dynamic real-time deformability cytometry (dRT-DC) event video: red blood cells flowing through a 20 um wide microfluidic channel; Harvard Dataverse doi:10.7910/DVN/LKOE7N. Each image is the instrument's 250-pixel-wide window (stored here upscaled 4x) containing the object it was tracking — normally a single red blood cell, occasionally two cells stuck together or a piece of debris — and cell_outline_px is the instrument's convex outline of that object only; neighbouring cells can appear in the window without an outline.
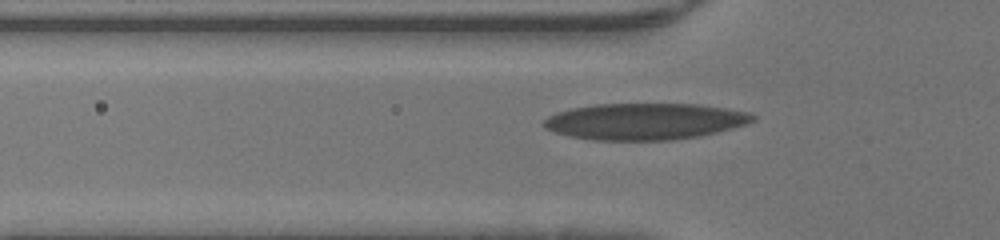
{"species": "human", "species_latin": "Homo sapiens", "temperature_condition": "warm", "stored_images_in_passage": 34, "camera_frame_rate_fps": 3000, "um_per_image_px": 0.085, "donor": {"sex": "male"}, "frame": {"image": 1, "passage_image": 8, "time_ms": 2.333, "image_size_px": [1000, 240], "cell_outline_px": [[756, 120], [732, 128], [700, 136], [672, 140], [596, 140], [568, 136], [544, 128], [544, 120], [548, 116], [556, 112], [572, 108], [596, 104], [696, 104], [724, 108], [748, 112], [756, 116]], "centroid_in_image_um": [54.79, 10.32], "position_along_channel_um": 71.0, "area_um2": 44.27}}
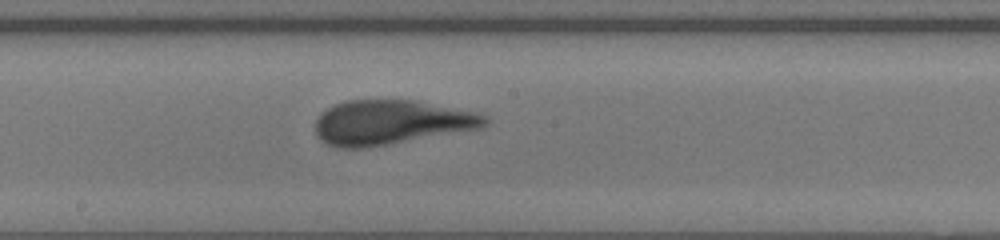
{"frame": {"image": 2, "passage_image": 18, "time_ms": 5.667, "image_size_px": [1000, 240], "cell_outline_px": [[488, 124], [484, 128], [364, 148], [336, 148], [320, 140], [316, 136], [316, 120], [320, 112], [344, 100], [416, 100], [476, 112], [488, 116]], "centroid_in_image_um": [33.25, 10.4], "position_along_channel_um": 215.0, "area_um2": 44.27}}
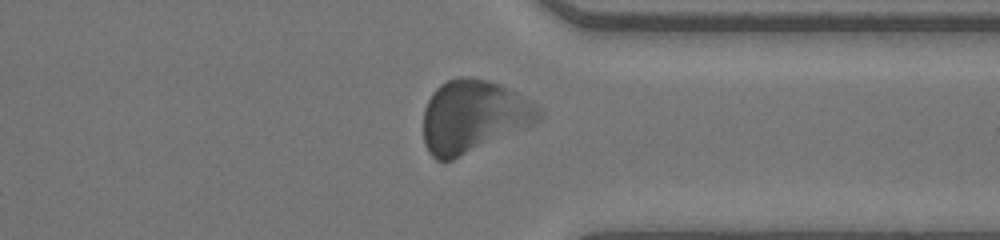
{"frame": {"image": 3, "passage_image": 29, "time_ms": 9.333, "image_size_px": [1000, 240], "cell_outline_px": [[544, 112], [540, 120], [532, 124], [452, 160], [436, 160], [428, 152], [424, 144], [424, 108], [432, 92], [440, 84], [448, 80], [460, 76], [472, 76], [488, 80], [500, 84], [516, 92], [536, 104]], "centroid_in_image_um": [40.22, 9.86], "position_along_channel_um": 371.2, "area_um2": 48.61}}